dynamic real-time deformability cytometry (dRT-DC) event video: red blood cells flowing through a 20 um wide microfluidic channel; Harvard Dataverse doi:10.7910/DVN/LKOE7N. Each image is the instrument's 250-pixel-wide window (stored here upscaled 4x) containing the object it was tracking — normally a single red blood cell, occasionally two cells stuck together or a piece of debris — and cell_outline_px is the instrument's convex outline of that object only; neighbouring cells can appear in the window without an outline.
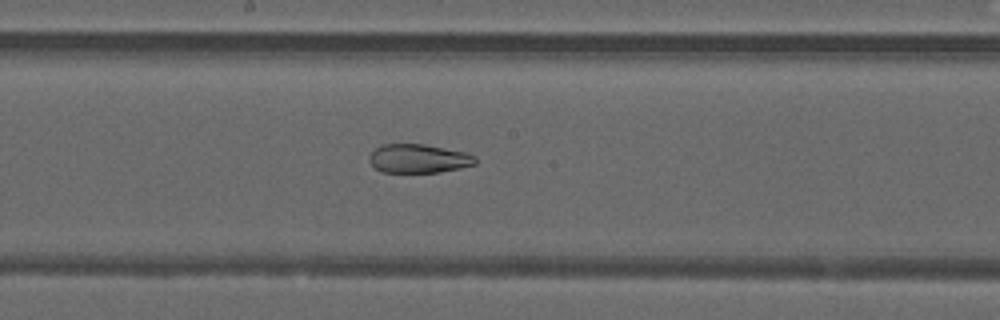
{"species": "common noctule bat (a hibernating species)", "species_latin": "Nyctalus noctula", "temperature_condition": "warm", "stored_images_in_passage": 41, "camera_frame_rate_fps": 3000, "um_per_image_px": 0.085, "animal": {"sex": "male", "forearm_length_mm": 52.5}, "frame": {"image": 1, "passage_image": 21, "time_ms": 6.667, "image_size_px": [1000, 320], "cell_outline_px": [[476, 164], [460, 168], [440, 172], [380, 172], [368, 160], [368, 156], [376, 148], [384, 144], [424, 144], [468, 152], [476, 156]], "centroid_in_image_um": [35.6, 13.47], "position_along_channel_um": 212.6, "area_um2": 17.92}}
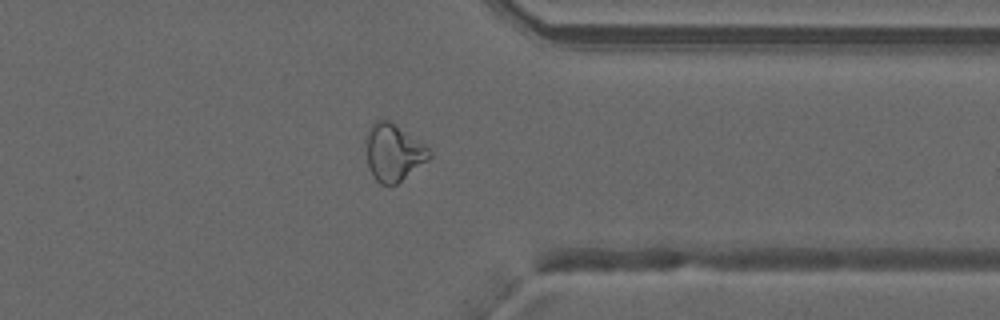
{"frame": {"image": 2, "passage_image": 33, "time_ms": 10.667, "image_size_px": [1000, 320], "cell_outline_px": [[432, 156], [428, 160], [396, 184], [380, 184], [372, 176], [368, 168], [364, 140], [368, 128], [376, 120], [388, 120], [424, 144], [432, 152]], "centroid_in_image_um": [33.4, 12.96], "position_along_channel_um": 378.0, "area_um2": 21.1}}
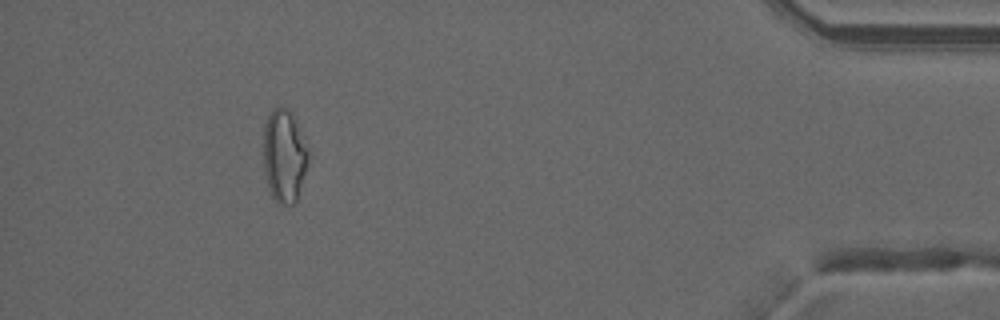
{"frame": {"image": 3, "passage_image": 39, "time_ms": 12.667, "image_size_px": [1000, 320], "cell_outline_px": [[312, 156], [296, 200], [292, 204], [276, 204], [268, 188], [264, 168], [264, 124], [272, 108], [280, 104], [288, 108], [300, 128]], "centroid_in_image_um": [24.19, 13.22], "position_along_channel_um": 411.0, "area_um2": 24.97}, "authors_computed_cell_mechanics": {"area_um2": 22.0218, "velocity_mm_per_s": 4.2529, "shape_relaxation_time_tau1_ms": null, "shape_relaxation_time_tau2_ms": 0.9388, "deformation_change_tau1": null, "deformation_change_tau2": 0.0714}}